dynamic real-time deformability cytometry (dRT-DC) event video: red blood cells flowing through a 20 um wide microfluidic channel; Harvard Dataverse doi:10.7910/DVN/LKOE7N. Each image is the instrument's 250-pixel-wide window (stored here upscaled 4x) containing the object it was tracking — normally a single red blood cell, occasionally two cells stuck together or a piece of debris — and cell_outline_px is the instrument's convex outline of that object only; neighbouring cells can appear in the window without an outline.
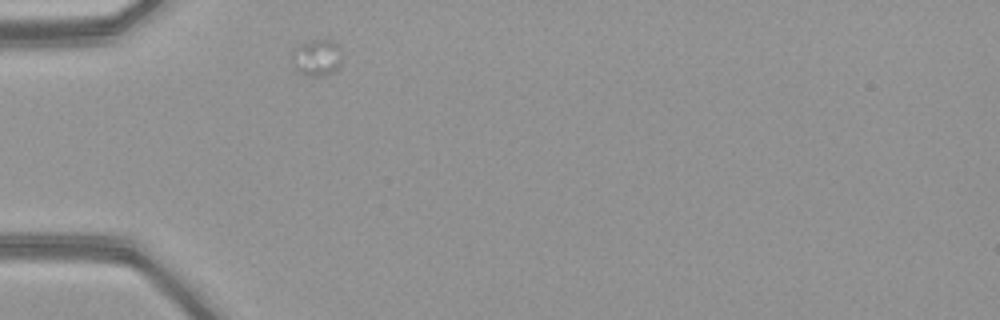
{"species": "common noctule bat (a hibernating species)", "species_latin": "Nyctalus noctula", "temperature_condition": "warm", "stored_images_in_passage": 4, "camera_frame_rate_fps": 3000, "um_per_image_px": 0.085, "animal": {"sex": "female", "body_mass_g": 21.9}, "frame": {"image": 1, "passage_image": 1, "time_ms": 0.0, "image_size_px": [1000, 320], "cell_outline_px": [[340, 64], [332, 72], [320, 76], [308, 76], [300, 72], [292, 64], [292, 48], [300, 44], [312, 40], [332, 40], [340, 48]], "centroid_in_image_um": [26.89, 4.88], "position_along_channel_um": 58.1, "area_um2": 10.52}}